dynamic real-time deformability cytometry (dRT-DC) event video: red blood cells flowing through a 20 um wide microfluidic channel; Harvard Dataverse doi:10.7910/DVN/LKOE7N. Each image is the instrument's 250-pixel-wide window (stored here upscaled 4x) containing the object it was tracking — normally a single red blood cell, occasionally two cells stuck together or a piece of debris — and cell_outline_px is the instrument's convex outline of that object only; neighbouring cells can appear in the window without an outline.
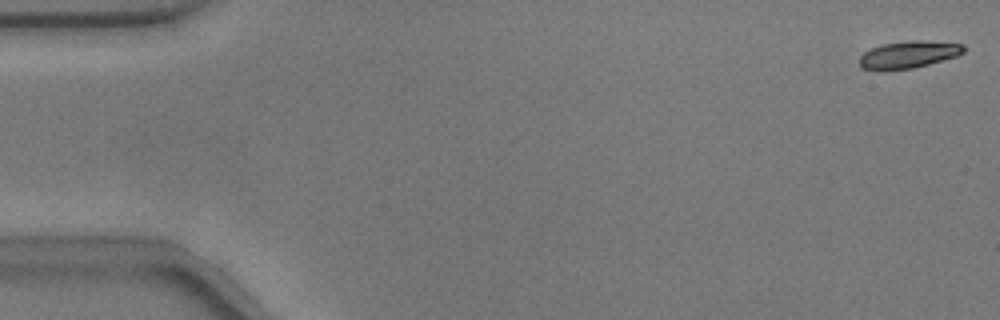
{"species": "common noctule bat (a hibernating species)", "species_latin": "Nyctalus noctula", "temperature_condition": "warm", "stored_images_in_passage": 53, "camera_frame_rate_fps": 3000, "um_per_image_px": 0.085, "animal": {"sex": "male", "body_mass_g": 17.9}, "frame": {"image": 1, "passage_image": 1, "time_ms": 0.0, "image_size_px": [1000, 320], "cell_outline_px": [[964, 52], [956, 56], [928, 64], [912, 68], [880, 72], [860, 68], [860, 56], [864, 52], [872, 48], [884, 44], [912, 40], [920, 40], [964, 44]], "centroid_in_image_um": [77.18, 4.66], "position_along_channel_um": 7.8, "area_um2": 16.59}}
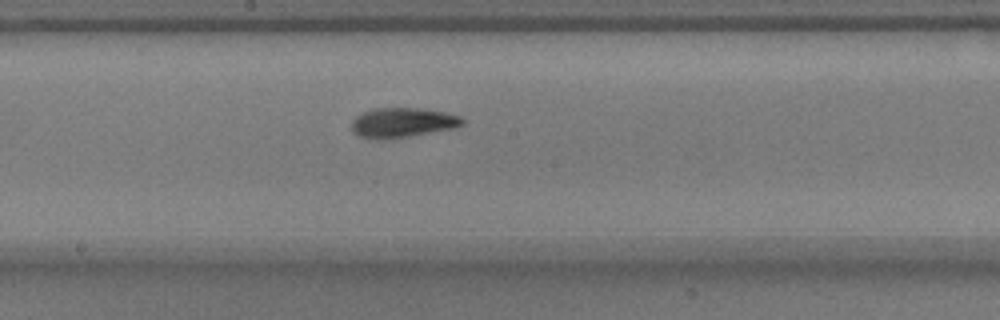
{"frame": {"image": 2, "passage_image": 28, "time_ms": 9.0, "image_size_px": [1000, 320], "cell_outline_px": [[468, 120], [464, 124], [456, 128], [388, 140], [384, 140], [360, 136], [352, 132], [352, 120], [356, 116], [364, 112], [376, 108], [420, 108], [444, 112], [460, 116]], "centroid_in_image_um": [34.26, 10.43], "position_along_channel_um": 213.9, "area_um2": 19.42}}
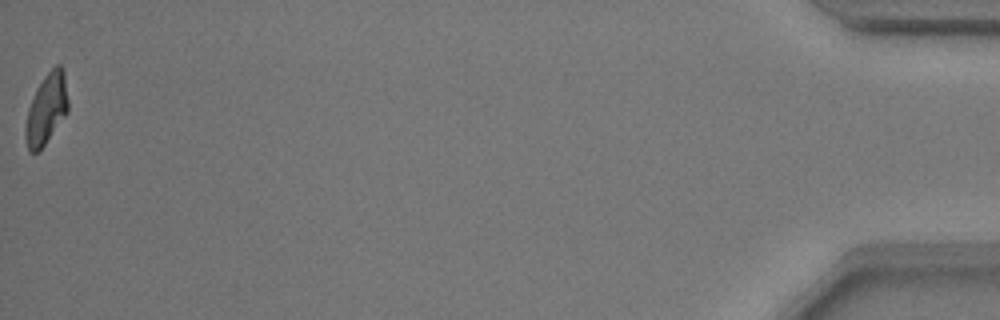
{"frame": {"image": 3, "passage_image": 53, "time_ms": 17.333, "image_size_px": [1000, 320], "cell_outline_px": [[68, 112], [44, 144], [36, 152], [28, 152], [24, 136], [24, 128], [28, 108], [36, 88], [44, 76], [56, 64], [60, 64], [64, 72], [68, 100]], "centroid_in_image_um": [3.93, 9.26], "position_along_channel_um": 431.3, "area_um2": 17.51}, "authors_computed_cell_mechanics": {"area_um2": 18.1492, "velocity_mm_per_s": 3.7998, "shape_relaxation_time_tau1_ms": 3.4348, "shape_relaxation_time_tau2_ms": 3.1314, "deformation_change_tau1": 0.1558, "deformation_change_tau2": 0.0931}}